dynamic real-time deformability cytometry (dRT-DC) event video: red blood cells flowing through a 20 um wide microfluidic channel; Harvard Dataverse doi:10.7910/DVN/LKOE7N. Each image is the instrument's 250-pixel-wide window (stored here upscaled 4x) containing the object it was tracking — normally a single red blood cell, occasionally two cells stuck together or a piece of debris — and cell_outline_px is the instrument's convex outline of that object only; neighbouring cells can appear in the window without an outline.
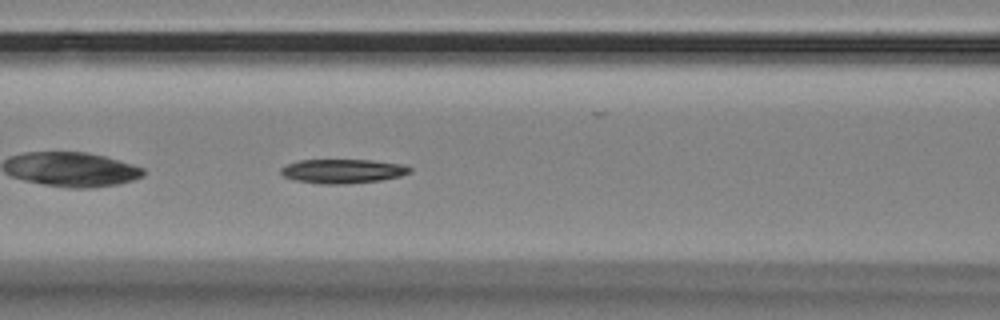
{"species": "Egyptian fruit bat (a non-hibernating species)", "species_latin": "Rousettus aegyptiacus", "temperature_condition": "room temperature", "stored_images_in_passage": 42, "camera_frame_rate_fps": 3000, "um_per_image_px": 0.085, "animal": {"sex": "female"}, "frame": {"image": 1, "passage_image": 8, "time_ms": 2.333, "image_size_px": [1000, 320], "cell_outline_px": [[412, 172], [400, 176], [380, 180], [344, 184], [320, 184], [296, 180], [284, 176], [280, 172], [280, 168], [288, 164], [300, 160], [368, 160], [404, 164], [412, 168]], "centroid_in_image_um": [29.15, 14.54], "position_along_channel_um": 137.4, "area_um2": 18.09}}
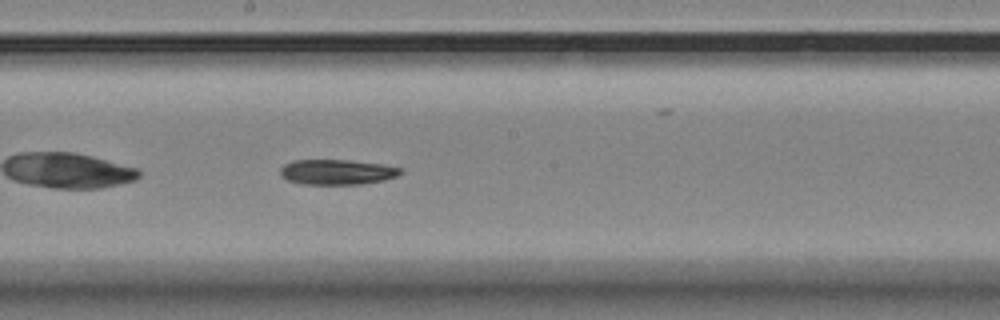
{"frame": {"image": 2, "passage_image": 15, "time_ms": 4.667, "image_size_px": [1000, 320], "cell_outline_px": [[404, 172], [396, 176], [384, 180], [360, 184], [300, 184], [288, 180], [280, 176], [280, 168], [284, 164], [292, 160], [348, 160], [380, 164], [400, 168]], "centroid_in_image_um": [28.6, 14.62], "position_along_channel_um": 219.6, "area_um2": 17.63}}
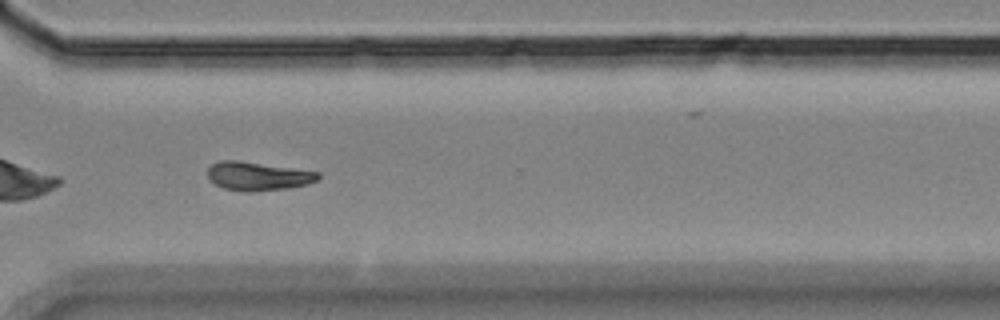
{"frame": {"image": 3, "passage_image": 26, "time_ms": 8.333, "image_size_px": [1000, 320], "cell_outline_px": [[320, 176], [316, 180], [308, 184], [288, 188], [252, 192], [244, 192], [224, 188], [208, 180], [208, 168], [212, 164], [220, 160], [240, 160], [320, 172]], "centroid_in_image_um": [21.9, 14.97], "position_along_channel_um": 348.7, "area_um2": 18.55}}